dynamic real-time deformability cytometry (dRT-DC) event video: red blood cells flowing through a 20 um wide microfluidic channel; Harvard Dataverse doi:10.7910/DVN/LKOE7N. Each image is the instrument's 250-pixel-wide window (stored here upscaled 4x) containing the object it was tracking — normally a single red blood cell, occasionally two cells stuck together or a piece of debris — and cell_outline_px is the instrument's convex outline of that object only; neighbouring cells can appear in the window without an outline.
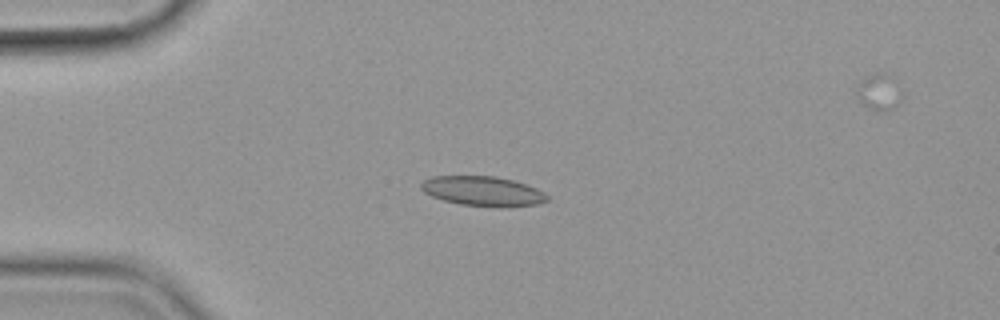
{"species": "common noctule bat (a hibernating species)", "species_latin": "Nyctalus noctula", "temperature_condition": "cold", "stored_images_in_passage": 44, "camera_frame_rate_fps": 3000, "um_per_image_px": 0.085, "animal": {"sex": "female", "body_mass_g": 19.9}, "frame": {"image": 1, "passage_image": 1, "time_ms": 0.0, "image_size_px": [1000, 320], "cell_outline_px": [[548, 200], [536, 204], [500, 208], [496, 208], [460, 204], [444, 200], [432, 196], [424, 192], [420, 188], [420, 184], [424, 180], [432, 176], [496, 176], [512, 180], [536, 188], [544, 192], [548, 196]], "centroid_in_image_um": [41.03, 16.25], "position_along_channel_um": 44.0, "area_um2": 21.91}}
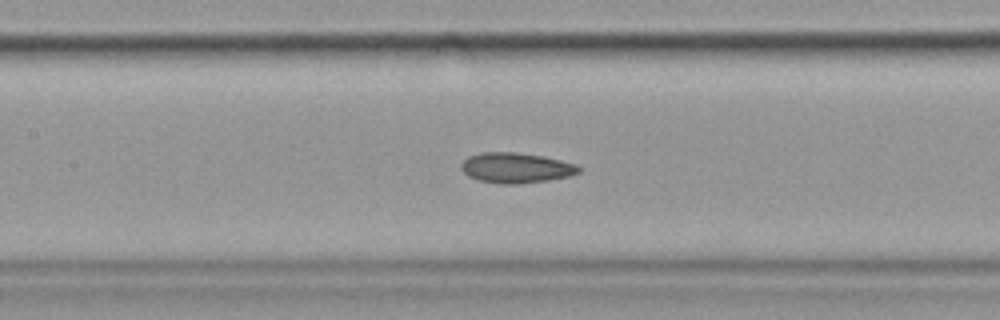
{"frame": {"image": 2, "passage_image": 13, "time_ms": 4.0, "image_size_px": [1000, 320], "cell_outline_px": [[580, 172], [568, 176], [548, 180], [520, 184], [504, 184], [480, 180], [468, 176], [460, 168], [460, 164], [468, 156], [480, 152], [516, 152], [540, 156], [560, 160], [576, 164], [580, 168]], "centroid_in_image_um": [43.83, 14.26], "position_along_channel_um": 163.6, "area_um2": 20.63}}
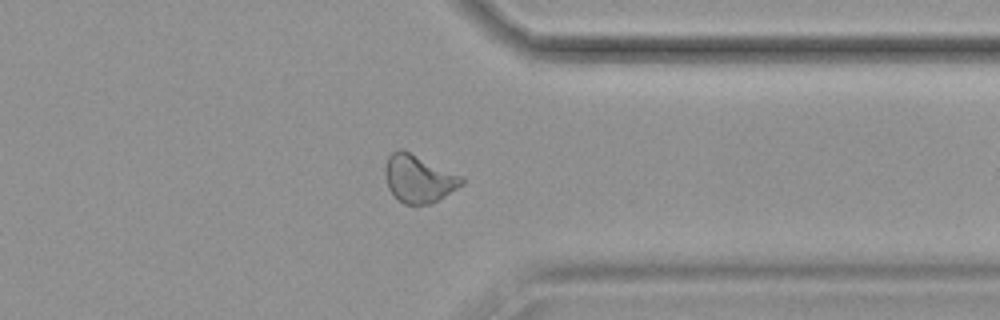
{"frame": {"image": 3, "passage_image": 31, "time_ms": 10.0, "image_size_px": [1000, 320], "cell_outline_px": [[464, 184], [432, 204], [416, 208], [404, 204], [388, 188], [384, 172], [384, 168], [388, 156], [392, 152], [400, 148], [404, 148], [464, 176]], "centroid_in_image_um": [35.61, 15.19], "position_along_channel_um": 375.8, "area_um2": 22.08}, "authors_computed_cell_mechanics": {"area_um2": 20.6346, "velocity_mm_per_s": 3.5853, "shape_relaxation_time_tau1_ms": 6.6168, "shape_relaxation_time_tau2_ms": 3.4292, "deformation_change_tau1": 0.128, "deformation_change_tau2": 0.0784}}